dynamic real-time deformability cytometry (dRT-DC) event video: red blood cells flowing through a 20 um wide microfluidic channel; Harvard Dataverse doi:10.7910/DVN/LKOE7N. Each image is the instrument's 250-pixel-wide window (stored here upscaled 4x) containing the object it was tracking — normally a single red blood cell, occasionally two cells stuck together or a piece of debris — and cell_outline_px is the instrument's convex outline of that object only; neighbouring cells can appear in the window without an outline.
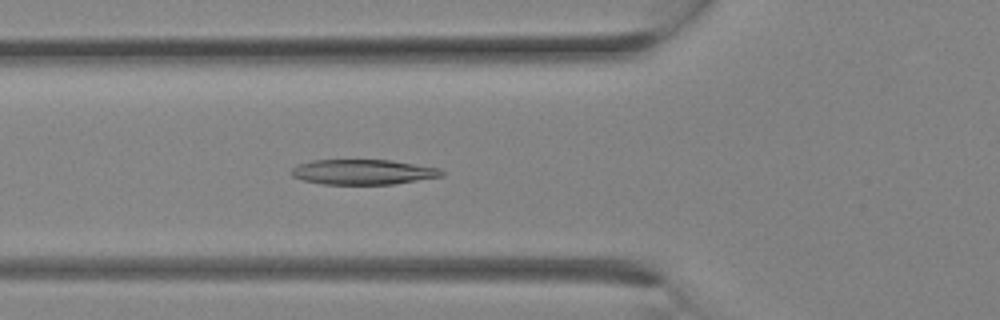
{"species": "Egyptian fruit bat (a non-hibernating species)", "species_latin": "Rousettus aegyptiacus", "temperature_condition": "room temperature", "stored_images_in_passage": 9, "camera_frame_rate_fps": 3000, "um_per_image_px": 0.085, "animal": {"sex": "female"}, "frame": {"image": 1, "passage_image": 9, "time_ms": 2.667, "image_size_px": [1000, 320], "cell_outline_px": [[444, 176], [392, 184], [324, 184], [304, 180], [292, 176], [288, 172], [292, 168], [300, 164], [312, 160], [392, 160], [440, 168], [444, 172]], "centroid_in_image_um": [30.87, 14.61], "position_along_channel_um": 94.9, "area_um2": 21.96}}